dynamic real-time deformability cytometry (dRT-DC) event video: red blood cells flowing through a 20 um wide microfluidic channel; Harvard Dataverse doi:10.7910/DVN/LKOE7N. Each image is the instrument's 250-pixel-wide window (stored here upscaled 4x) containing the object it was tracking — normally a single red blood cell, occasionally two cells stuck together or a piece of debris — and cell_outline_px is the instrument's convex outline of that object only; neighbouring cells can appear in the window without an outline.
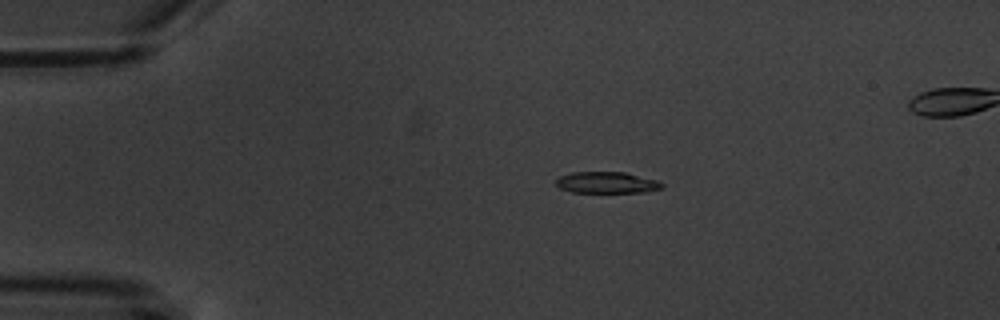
{"species": "common noctule bat (a hibernating species)", "species_latin": "Nyctalus noctula", "temperature_condition": "warm", "stored_images_in_passage": 3, "camera_frame_rate_fps": 3000, "um_per_image_px": 0.085, "animal": {"sex": "male", "body_mass_g": 20.1, "forearm_length_mm": 53.5}, "frame": {"image": 1, "passage_image": 1, "time_ms": 0.0, "image_size_px": [1000, 320], "cell_outline_px": [[664, 188], [648, 192], [572, 192], [560, 188], [556, 184], [556, 180], [560, 176], [572, 172], [624, 172], [656, 180], [664, 184]], "centroid_in_image_um": [51.6, 15.52], "position_along_channel_um": 33.4, "area_um2": 13.18}}